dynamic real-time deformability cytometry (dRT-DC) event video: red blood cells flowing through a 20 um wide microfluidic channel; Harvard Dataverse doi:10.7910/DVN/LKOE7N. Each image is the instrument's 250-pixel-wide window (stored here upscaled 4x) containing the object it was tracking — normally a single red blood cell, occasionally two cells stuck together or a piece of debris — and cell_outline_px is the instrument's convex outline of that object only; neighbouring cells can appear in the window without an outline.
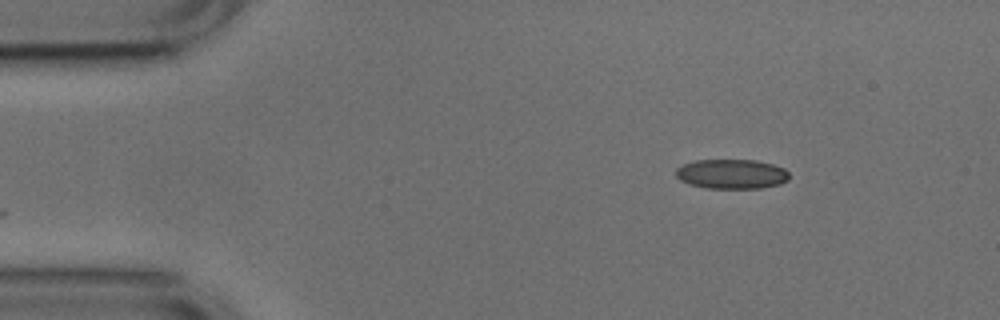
{"species": "common noctule bat (a hibernating species)", "species_latin": "Nyctalus noctula", "temperature_condition": "cold", "stored_images_in_passage": 6, "camera_frame_rate_fps": 3000, "um_per_image_px": 0.085, "animal": {"sex": "male", "body_mass_g": 17.9, "forearm_length_mm": 54.2}, "frame": {"image": 1, "passage_image": 1, "time_ms": 0.0, "image_size_px": [1000, 320], "cell_outline_px": [[788, 180], [780, 184], [760, 188], [708, 188], [688, 184], [680, 180], [676, 176], [676, 168], [684, 164], [696, 160], [756, 160], [772, 164], [784, 168], [788, 172]], "centroid_in_image_um": [62.18, 14.79], "position_along_channel_um": 22.8, "area_um2": 19.54}}